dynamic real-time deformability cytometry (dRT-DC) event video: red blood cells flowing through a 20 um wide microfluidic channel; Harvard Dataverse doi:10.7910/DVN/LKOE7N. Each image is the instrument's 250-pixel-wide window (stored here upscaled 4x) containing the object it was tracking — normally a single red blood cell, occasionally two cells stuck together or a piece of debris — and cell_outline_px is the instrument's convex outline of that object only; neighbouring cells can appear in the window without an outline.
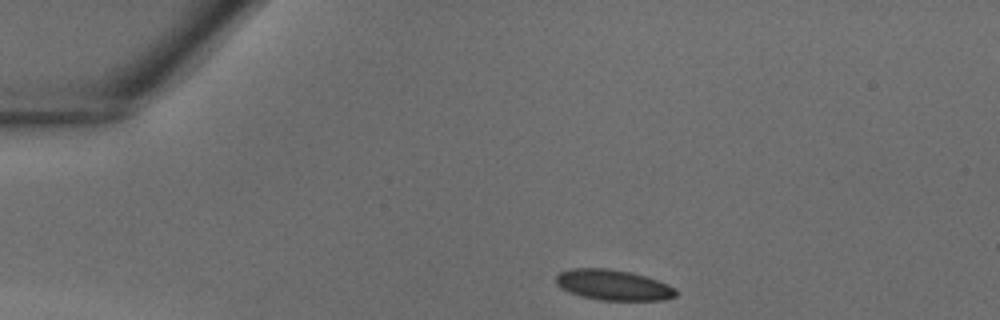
{"species": "common noctule bat (a hibernating species)", "species_latin": "Nyctalus noctula", "temperature_condition": "warm", "stored_images_in_passage": 33, "camera_frame_rate_fps": 3000, "um_per_image_px": 0.085, "animal": {"sex": "male", "body_mass_g": 18.8}, "frame": {"image": 1, "passage_image": 1, "time_ms": 0.0, "image_size_px": [1000, 320], "cell_outline_px": [[680, 292], [676, 296], [664, 300], [600, 300], [580, 296], [560, 288], [556, 284], [556, 276], [560, 272], [568, 268], [608, 268], [632, 272], [668, 284], [676, 288]], "centroid_in_image_um": [52.13, 24.22], "position_along_channel_um": 32.9, "area_um2": 21.56}}
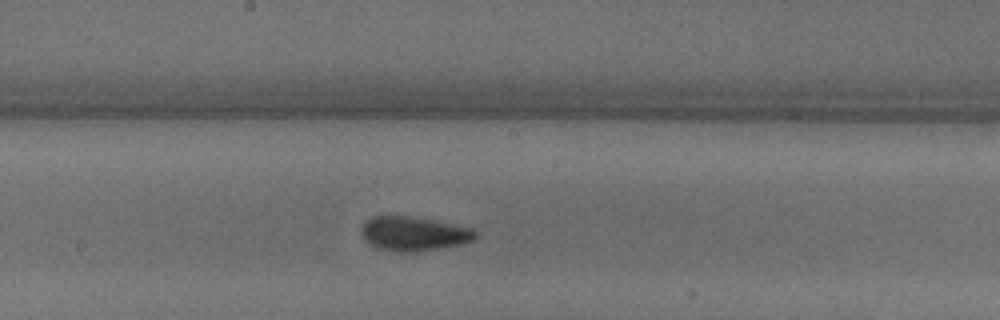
{"frame": {"image": 2, "passage_image": 15, "time_ms": 4.667, "image_size_px": [1000, 320], "cell_outline_px": [[476, 236], [472, 240], [460, 244], [416, 252], [392, 252], [376, 248], [364, 240], [360, 232], [360, 228], [372, 216], [408, 216], [432, 220], [472, 228], [476, 232]], "centroid_in_image_um": [35.1, 19.88], "position_along_channel_um": 213.1, "area_um2": 22.66}}
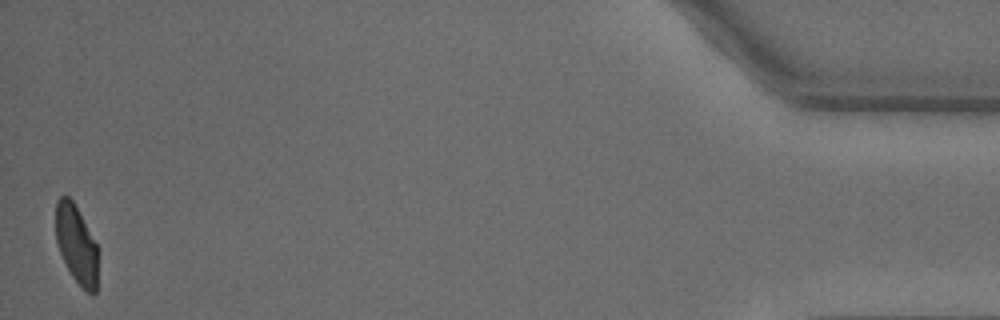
{"frame": {"image": 3, "passage_image": 33, "time_ms": 10.667, "image_size_px": [1000, 320], "cell_outline_px": [[100, 248], [96, 292], [92, 296], [72, 276], [60, 252], [56, 240], [56, 200], [60, 196], [68, 196], [72, 200]], "centroid_in_image_um": [6.55, 20.78], "position_along_channel_um": 428.7, "area_um2": 19.54}}